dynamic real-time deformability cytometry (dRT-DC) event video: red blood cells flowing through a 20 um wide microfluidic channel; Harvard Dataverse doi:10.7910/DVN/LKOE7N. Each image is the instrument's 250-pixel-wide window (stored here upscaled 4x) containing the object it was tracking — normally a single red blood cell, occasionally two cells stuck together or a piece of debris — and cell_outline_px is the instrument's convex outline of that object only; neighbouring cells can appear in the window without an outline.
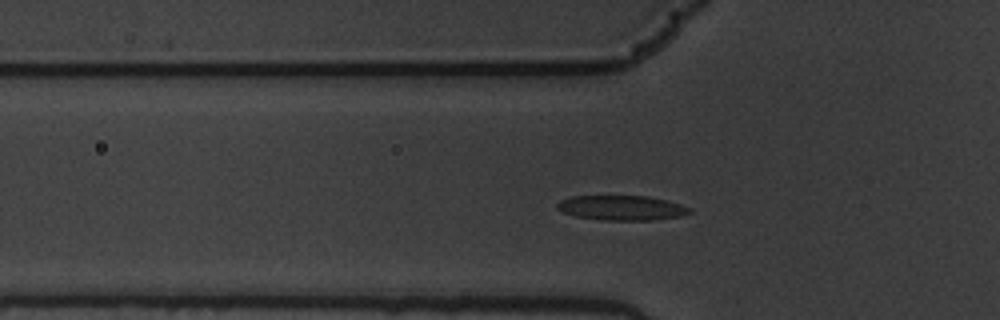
{"species": "common noctule bat (a hibernating species)", "species_latin": "Nyctalus noctula", "temperature_condition": "warm", "stored_images_in_passage": 43, "camera_frame_rate_fps": 3000, "um_per_image_px": 0.085, "animal": {"sex": "male", "body_mass_g": 19.5, "forearm_length_mm": 54.6}, "frame": {"image": 1, "passage_image": 12, "time_ms": 3.667, "image_size_px": [1000, 320], "cell_outline_px": [[692, 212], [680, 216], [656, 220], [604, 220], [576, 216], [564, 212], [556, 208], [556, 204], [560, 200], [572, 196], [648, 196], [668, 200], [692, 208]], "centroid_in_image_um": [52.87, 17.66], "position_along_channel_um": 72.9, "area_um2": 19.19}}
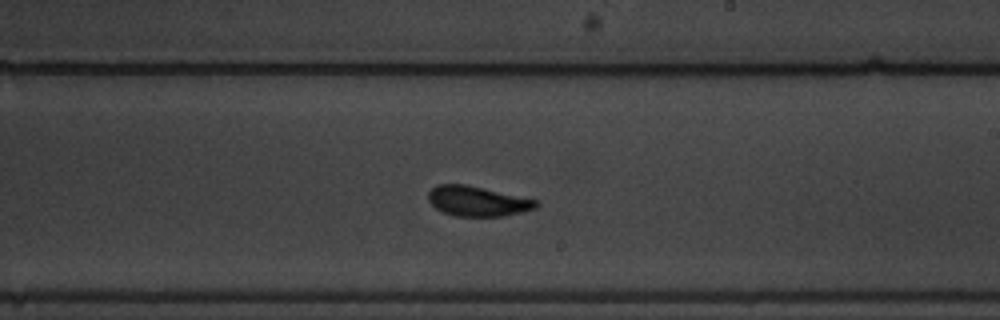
{"frame": {"image": 2, "passage_image": 27, "time_ms": 8.667, "image_size_px": [1000, 320], "cell_outline_px": [[540, 204], [536, 208], [504, 216], [456, 216], [444, 212], [436, 208], [428, 200], [428, 192], [436, 184], [464, 184], [484, 188], [536, 200]], "centroid_in_image_um": [40.56, 17.09], "position_along_channel_um": 248.4, "area_um2": 18.67}}
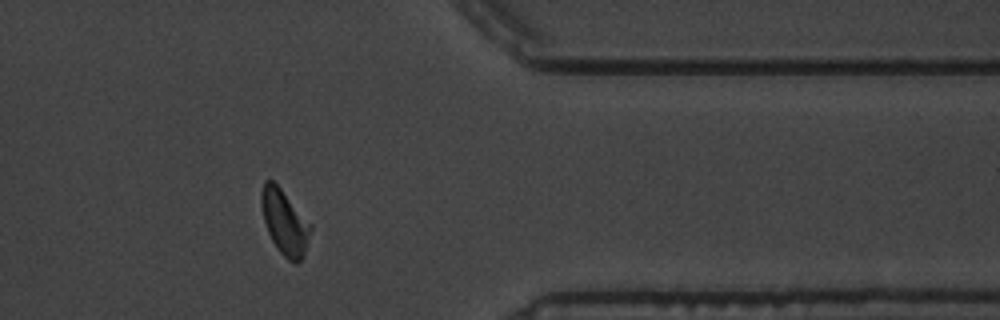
{"frame": {"image": 3, "passage_image": 40, "time_ms": 13.0, "image_size_px": [1000, 320], "cell_outline_px": [[312, 228], [304, 256], [296, 264], [288, 260], [280, 252], [272, 240], [268, 232], [264, 220], [260, 204], [260, 192], [264, 180], [272, 180], [280, 188], [312, 224]], "centroid_in_image_um": [24.19, 18.89], "position_along_channel_um": 387.2, "area_um2": 18.61}, "authors_computed_cell_mechanics": {"area_um2": 18.8428, "velocity_mm_per_s": 3.5132, "shape_relaxation_time_tau1_ms": 3.4838, "shape_relaxation_time_tau2_ms": 0.8033, "deformation_change_tau1": 0.1382, "deformation_change_tau2": 0.054}}